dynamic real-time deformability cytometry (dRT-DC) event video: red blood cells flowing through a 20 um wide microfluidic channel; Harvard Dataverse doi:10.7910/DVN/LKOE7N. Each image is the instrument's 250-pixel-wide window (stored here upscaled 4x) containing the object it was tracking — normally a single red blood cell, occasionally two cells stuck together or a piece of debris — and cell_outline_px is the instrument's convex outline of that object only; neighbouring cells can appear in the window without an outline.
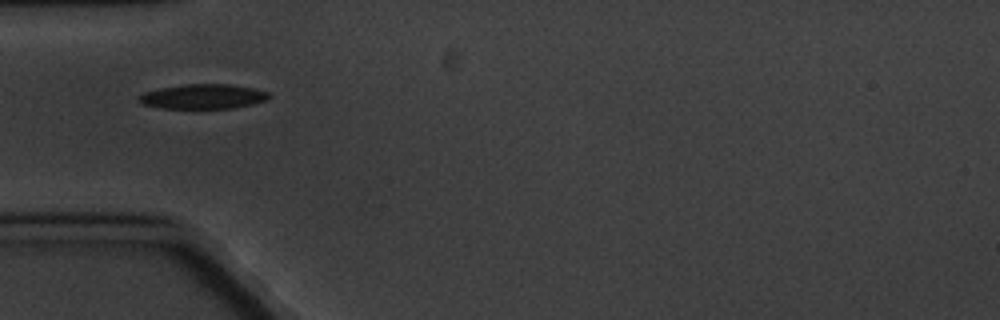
{"species": "common noctule bat (a hibernating species)", "species_latin": "Nyctalus noctula", "temperature_condition": "cold", "stored_images_in_passage": 5, "camera_frame_rate_fps": 3000, "um_per_image_px": 0.085, "animal": {"sex": "male", "body_mass_g": 20.1, "forearm_length_mm": 53.5}, "frame": {"image": 1, "passage_image": 1, "time_ms": 0.0, "image_size_px": [1000, 320], "cell_outline_px": [[272, 96], [268, 100], [252, 104], [232, 108], [160, 108], [144, 104], [136, 100], [136, 96], [144, 92], [160, 88], [184, 84], [228, 84], [252, 88], [268, 92]], "centroid_in_image_um": [17.24, 8.2], "position_along_channel_um": 67.8, "area_um2": 18.79}}